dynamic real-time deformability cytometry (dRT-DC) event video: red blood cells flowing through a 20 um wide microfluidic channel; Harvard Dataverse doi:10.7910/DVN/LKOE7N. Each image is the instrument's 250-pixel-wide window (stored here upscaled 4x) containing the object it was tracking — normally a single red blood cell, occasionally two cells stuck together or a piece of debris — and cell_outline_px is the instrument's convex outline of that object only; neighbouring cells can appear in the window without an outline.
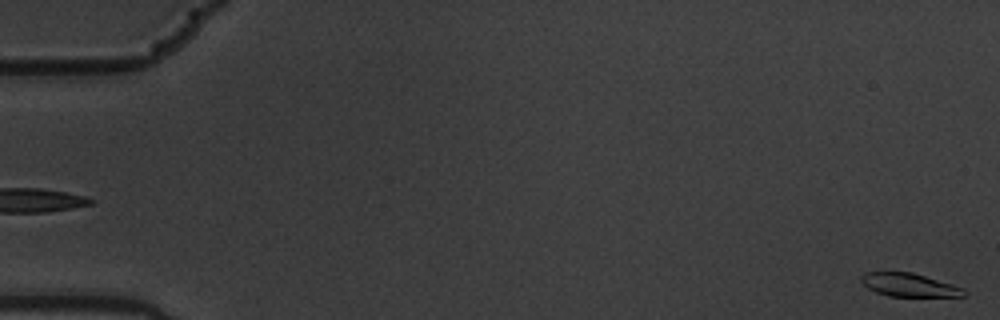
{"species": "common noctule bat (a hibernating species)", "species_latin": "Nyctalus noctula", "temperature_condition": "warm", "stored_images_in_passage": 5, "segment_of_instrument_passage": [2, 2], "camera_frame_rate_fps": 3000, "um_per_image_px": 0.085, "animal": {"sex": "male", "body_mass_g": 19.5, "forearm_length_mm": 54.6}, "frame": {"image": 1, "passage_image": 5, "time_ms": 1.333, "image_size_px": [1000, 320], "cell_outline_px": [[968, 296], [888, 296], [876, 292], [868, 288], [860, 280], [860, 276], [864, 272], [912, 272], [952, 284], [964, 288], [968, 292]], "centroid_in_image_um": [77.3, 24.22], "position_along_channel_um": 7.7, "area_um2": 13.99}}